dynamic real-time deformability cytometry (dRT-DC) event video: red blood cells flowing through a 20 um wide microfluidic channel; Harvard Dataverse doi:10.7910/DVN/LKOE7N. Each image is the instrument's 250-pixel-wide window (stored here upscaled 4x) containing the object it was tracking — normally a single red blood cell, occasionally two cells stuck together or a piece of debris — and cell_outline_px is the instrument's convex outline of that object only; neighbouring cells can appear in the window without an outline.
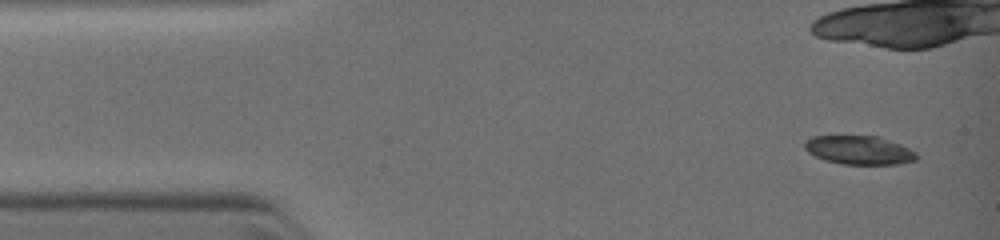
{"species": "common noctule bat (a hibernating species)", "species_latin": "Nyctalus noctula", "temperature_condition": "warm", "stored_images_in_passage": 7, "camera_frame_rate_fps": 3000, "um_per_image_px": 0.085, "animal": {"sex": "female", "body_mass_g": 19.0, "forearm_length_mm": 51.5}, "frame": {"image": 1, "passage_image": 1, "time_ms": 0.0, "image_size_px": [1000, 240], "cell_outline_px": [[916, 160], [896, 164], [844, 164], [828, 160], [816, 156], [808, 152], [804, 148], [804, 140], [812, 136], [880, 136], [900, 144], [916, 152]], "centroid_in_image_um": [73.01, 12.74], "position_along_channel_um": 12.0, "area_um2": 18.55}}